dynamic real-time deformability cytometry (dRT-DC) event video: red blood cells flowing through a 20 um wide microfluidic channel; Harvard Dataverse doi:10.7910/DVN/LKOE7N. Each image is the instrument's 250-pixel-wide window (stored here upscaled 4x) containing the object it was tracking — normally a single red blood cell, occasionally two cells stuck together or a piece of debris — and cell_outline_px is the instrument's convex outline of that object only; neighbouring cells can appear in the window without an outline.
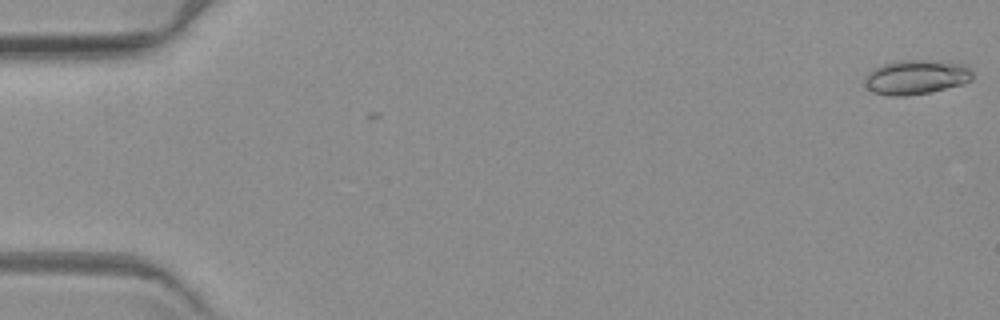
{"species": "common noctule bat (a hibernating species)", "species_latin": "Nyctalus noctula", "temperature_condition": "warm", "stored_images_in_passage": 4, "camera_frame_rate_fps": 3000, "um_per_image_px": 0.085, "animal": {"sex": "female", "body_mass_g": 19.3, "forearm_length_mm": 54.1}, "frame": {"image": 1, "passage_image": 1, "time_ms": 0.0, "image_size_px": [1000, 320], "cell_outline_px": [[972, 80], [964, 84], [928, 92], [904, 96], [888, 96], [872, 92], [864, 84], [864, 76], [872, 68], [896, 60], [924, 60], [964, 64], [972, 72]], "centroid_in_image_um": [77.82, 6.56], "position_along_channel_um": 7.2, "area_um2": 21.73}}